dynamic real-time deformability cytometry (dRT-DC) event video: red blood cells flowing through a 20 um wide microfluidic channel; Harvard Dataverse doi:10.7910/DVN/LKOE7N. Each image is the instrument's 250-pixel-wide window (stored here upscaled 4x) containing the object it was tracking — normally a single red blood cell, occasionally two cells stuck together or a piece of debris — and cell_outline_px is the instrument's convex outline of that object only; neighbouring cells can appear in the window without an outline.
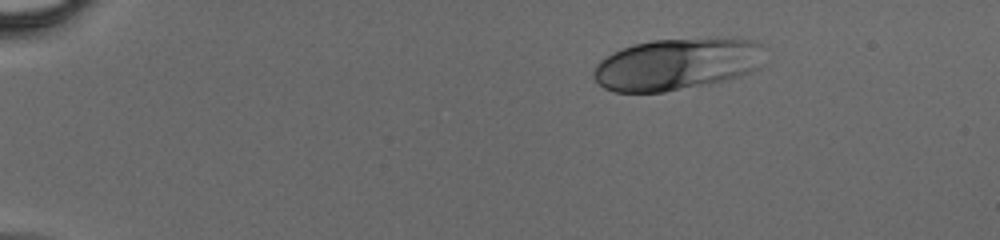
{"species": "human", "species_latin": "Homo sapiens", "temperature_condition": "cold", "stored_images_in_passage": 39, "camera_frame_rate_fps": 3000, "um_per_image_px": 0.085, "donor": {"sex": "male"}, "frame": {"image": 1, "passage_image": 1, "time_ms": 0.0, "image_size_px": [1000, 240], "cell_outline_px": [[764, 64], [760, 68], [724, 80], [664, 92], [616, 92], [604, 88], [596, 80], [592, 72], [596, 64], [600, 60], [612, 52], [636, 44], [652, 40], [752, 40], [760, 44]], "centroid_in_image_um": [57.48, 5.48], "position_along_channel_um": 27.5, "area_um2": 50.52}}
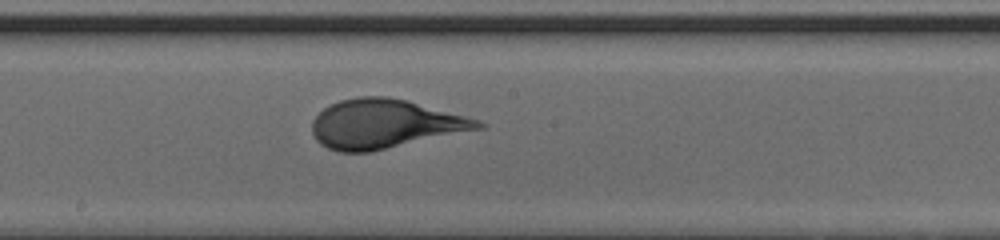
{"frame": {"image": 2, "passage_image": 20, "time_ms": 6.333, "image_size_px": [1000, 240], "cell_outline_px": [[488, 124], [484, 128], [368, 152], [340, 152], [328, 148], [320, 144], [316, 140], [312, 132], [312, 120], [324, 108], [340, 100], [360, 96], [388, 96], [408, 100], [480, 120]], "centroid_in_image_um": [32.71, 10.53], "position_along_channel_um": 215.5, "area_um2": 47.28}}
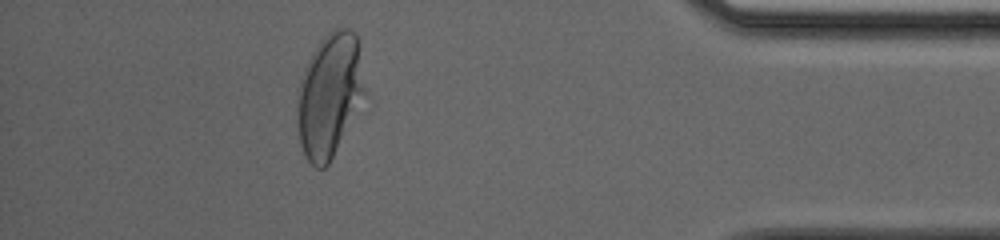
{"frame": {"image": 3, "passage_image": 35, "time_ms": 11.333, "image_size_px": [1000, 240], "cell_outline_px": [[364, 92], [328, 164], [324, 168], [316, 168], [304, 156], [300, 144], [300, 84], [304, 68], [312, 52], [320, 40], [332, 28], [348, 28], [356, 32], [364, 88]], "centroid_in_image_um": [28.0, 8.01], "position_along_channel_um": 407.2, "area_um2": 46.47}}